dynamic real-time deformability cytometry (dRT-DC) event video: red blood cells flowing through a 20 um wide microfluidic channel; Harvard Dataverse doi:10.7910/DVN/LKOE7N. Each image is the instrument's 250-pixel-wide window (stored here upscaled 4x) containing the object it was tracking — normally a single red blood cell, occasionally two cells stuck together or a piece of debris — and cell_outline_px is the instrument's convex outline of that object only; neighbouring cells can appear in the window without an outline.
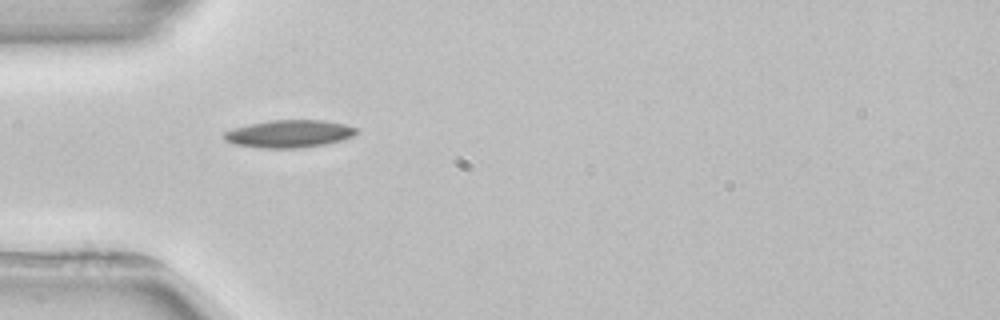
{"species": "common noctule bat (a hibernating species)", "species_latin": "Nyctalus noctula", "temperature_condition": "room temperature", "stored_images_in_passage": 2, "camera_frame_rate_fps": 3000, "um_per_image_px": 0.085, "animal": {"sex": "female", "body_mass_g": 22.7, "forearm_length_mm": 54.2}, "frame": {"image": 1, "passage_image": 1, "time_ms": 0.0, "image_size_px": [1000, 320], "cell_outline_px": [[360, 132], [344, 140], [324, 144], [300, 148], [260, 148], [232, 144], [224, 140], [224, 132], [232, 128], [248, 124], [268, 120], [324, 120], [344, 124], [356, 128]], "centroid_in_image_um": [24.56, 11.37], "position_along_channel_um": 60.4, "area_um2": 21.5}}